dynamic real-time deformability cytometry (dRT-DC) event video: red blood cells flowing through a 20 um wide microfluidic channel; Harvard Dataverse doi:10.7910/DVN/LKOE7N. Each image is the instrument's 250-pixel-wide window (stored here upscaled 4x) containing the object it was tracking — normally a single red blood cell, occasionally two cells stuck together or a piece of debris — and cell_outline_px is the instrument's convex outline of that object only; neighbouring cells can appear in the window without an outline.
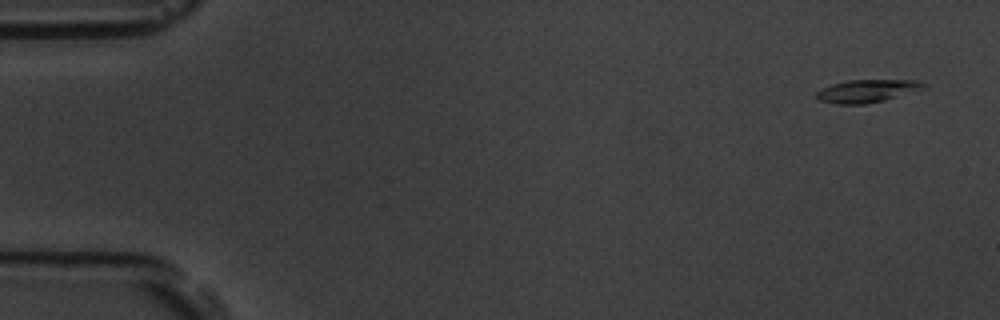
{"species": "common noctule bat (a hibernating species)", "species_latin": "Nyctalus noctula", "temperature_condition": "room temperature", "stored_images_in_passage": 4, "camera_frame_rate_fps": 3000, "um_per_image_px": 0.085, "animal": {"sex": "male", "body_mass_g": 19.5, "forearm_length_mm": 54.6}, "frame": {"image": 1, "passage_image": 1, "time_ms": 0.0, "image_size_px": [1000, 320], "cell_outline_px": [[928, 88], [884, 100], [864, 104], [836, 104], [820, 100], [816, 96], [816, 92], [832, 84], [848, 80], [916, 80], [924, 84]], "centroid_in_image_um": [73.73, 7.73], "position_along_channel_um": 11.3, "area_um2": 14.1}}
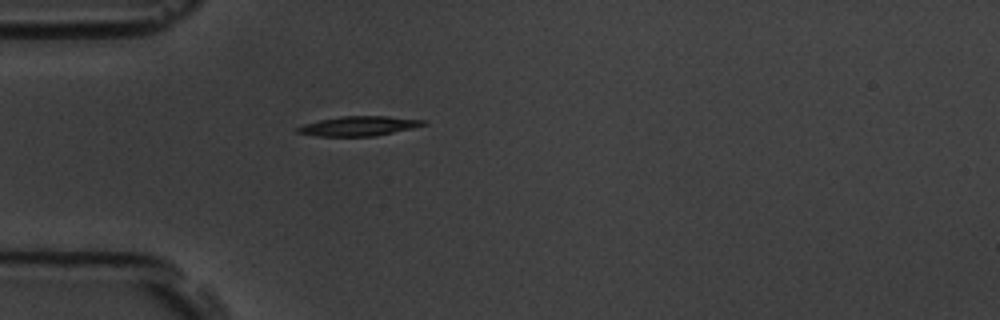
{"frame": {"image": 2, "passage_image": 4, "time_ms": 4.667, "image_size_px": [1000, 320], "cell_outline_px": [[428, 124], [412, 128], [376, 136], [316, 136], [296, 132], [296, 128], [304, 124], [320, 120], [340, 116], [388, 116], [424, 120]], "centroid_in_image_um": [30.5, 10.71], "position_along_channel_um": 54.5, "area_um2": 14.33}}